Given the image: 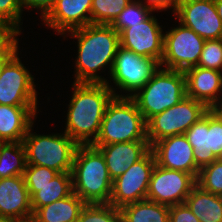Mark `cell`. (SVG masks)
<instances>
[{"mask_svg":"<svg viewBox=\"0 0 222 222\" xmlns=\"http://www.w3.org/2000/svg\"><path fill=\"white\" fill-rule=\"evenodd\" d=\"M59 172L39 165H27L23 172L24 182L30 197L36 192V186H43L53 180Z\"/></svg>","mask_w":222,"mask_h":222,"instance_id":"obj_31","label":"cell"},{"mask_svg":"<svg viewBox=\"0 0 222 222\" xmlns=\"http://www.w3.org/2000/svg\"><path fill=\"white\" fill-rule=\"evenodd\" d=\"M14 222H42L40 219H38L33 213L27 216H24Z\"/></svg>","mask_w":222,"mask_h":222,"instance_id":"obj_39","label":"cell"},{"mask_svg":"<svg viewBox=\"0 0 222 222\" xmlns=\"http://www.w3.org/2000/svg\"><path fill=\"white\" fill-rule=\"evenodd\" d=\"M184 135L193 147L196 165L201 169L211 164L222 150V112L210 109Z\"/></svg>","mask_w":222,"mask_h":222,"instance_id":"obj_11","label":"cell"},{"mask_svg":"<svg viewBox=\"0 0 222 222\" xmlns=\"http://www.w3.org/2000/svg\"><path fill=\"white\" fill-rule=\"evenodd\" d=\"M86 203L72 193L51 204L38 208L33 214L42 222H77Z\"/></svg>","mask_w":222,"mask_h":222,"instance_id":"obj_23","label":"cell"},{"mask_svg":"<svg viewBox=\"0 0 222 222\" xmlns=\"http://www.w3.org/2000/svg\"><path fill=\"white\" fill-rule=\"evenodd\" d=\"M132 0H92L91 24L111 25Z\"/></svg>","mask_w":222,"mask_h":222,"instance_id":"obj_27","label":"cell"},{"mask_svg":"<svg viewBox=\"0 0 222 222\" xmlns=\"http://www.w3.org/2000/svg\"><path fill=\"white\" fill-rule=\"evenodd\" d=\"M77 222H124L119 208L109 203L86 204Z\"/></svg>","mask_w":222,"mask_h":222,"instance_id":"obj_28","label":"cell"},{"mask_svg":"<svg viewBox=\"0 0 222 222\" xmlns=\"http://www.w3.org/2000/svg\"><path fill=\"white\" fill-rule=\"evenodd\" d=\"M185 96L184 72L159 67L131 98L147 122L154 115L178 104Z\"/></svg>","mask_w":222,"mask_h":222,"instance_id":"obj_5","label":"cell"},{"mask_svg":"<svg viewBox=\"0 0 222 222\" xmlns=\"http://www.w3.org/2000/svg\"><path fill=\"white\" fill-rule=\"evenodd\" d=\"M155 164V157L150 149L140 160L113 180L109 204L120 209L127 204L145 200Z\"/></svg>","mask_w":222,"mask_h":222,"instance_id":"obj_12","label":"cell"},{"mask_svg":"<svg viewBox=\"0 0 222 222\" xmlns=\"http://www.w3.org/2000/svg\"><path fill=\"white\" fill-rule=\"evenodd\" d=\"M172 14L205 40L222 38V20L214 0H177Z\"/></svg>","mask_w":222,"mask_h":222,"instance_id":"obj_13","label":"cell"},{"mask_svg":"<svg viewBox=\"0 0 222 222\" xmlns=\"http://www.w3.org/2000/svg\"><path fill=\"white\" fill-rule=\"evenodd\" d=\"M68 36L77 40L74 83H107L108 79L99 74L106 68L109 70L107 76L111 74L120 47L119 33L111 25L89 24L69 31L63 37Z\"/></svg>","mask_w":222,"mask_h":222,"instance_id":"obj_1","label":"cell"},{"mask_svg":"<svg viewBox=\"0 0 222 222\" xmlns=\"http://www.w3.org/2000/svg\"><path fill=\"white\" fill-rule=\"evenodd\" d=\"M21 34L6 22L0 21V55L6 53Z\"/></svg>","mask_w":222,"mask_h":222,"instance_id":"obj_34","label":"cell"},{"mask_svg":"<svg viewBox=\"0 0 222 222\" xmlns=\"http://www.w3.org/2000/svg\"><path fill=\"white\" fill-rule=\"evenodd\" d=\"M159 67L157 60L137 55L120 46L110 77H107L110 80L106 84L115 97H131L151 79Z\"/></svg>","mask_w":222,"mask_h":222,"instance_id":"obj_7","label":"cell"},{"mask_svg":"<svg viewBox=\"0 0 222 222\" xmlns=\"http://www.w3.org/2000/svg\"><path fill=\"white\" fill-rule=\"evenodd\" d=\"M38 107L0 105V140L22 142L37 119Z\"/></svg>","mask_w":222,"mask_h":222,"instance_id":"obj_21","label":"cell"},{"mask_svg":"<svg viewBox=\"0 0 222 222\" xmlns=\"http://www.w3.org/2000/svg\"><path fill=\"white\" fill-rule=\"evenodd\" d=\"M209 110L205 103L185 96L178 104L154 115L146 122L149 145L170 136L184 134Z\"/></svg>","mask_w":222,"mask_h":222,"instance_id":"obj_8","label":"cell"},{"mask_svg":"<svg viewBox=\"0 0 222 222\" xmlns=\"http://www.w3.org/2000/svg\"><path fill=\"white\" fill-rule=\"evenodd\" d=\"M197 185L203 190L222 196V162L217 159L200 169Z\"/></svg>","mask_w":222,"mask_h":222,"instance_id":"obj_30","label":"cell"},{"mask_svg":"<svg viewBox=\"0 0 222 222\" xmlns=\"http://www.w3.org/2000/svg\"><path fill=\"white\" fill-rule=\"evenodd\" d=\"M62 128L78 145H92L100 132L101 122L114 93L106 83H74Z\"/></svg>","mask_w":222,"mask_h":222,"instance_id":"obj_2","label":"cell"},{"mask_svg":"<svg viewBox=\"0 0 222 222\" xmlns=\"http://www.w3.org/2000/svg\"><path fill=\"white\" fill-rule=\"evenodd\" d=\"M92 0H56L41 20L47 28L63 36L69 31L91 24Z\"/></svg>","mask_w":222,"mask_h":222,"instance_id":"obj_17","label":"cell"},{"mask_svg":"<svg viewBox=\"0 0 222 222\" xmlns=\"http://www.w3.org/2000/svg\"><path fill=\"white\" fill-rule=\"evenodd\" d=\"M26 152L22 142H4L0 148V178L23 175Z\"/></svg>","mask_w":222,"mask_h":222,"instance_id":"obj_26","label":"cell"},{"mask_svg":"<svg viewBox=\"0 0 222 222\" xmlns=\"http://www.w3.org/2000/svg\"><path fill=\"white\" fill-rule=\"evenodd\" d=\"M73 193L71 172L59 173L51 182L36 186V192L31 196L33 213L40 207L51 204Z\"/></svg>","mask_w":222,"mask_h":222,"instance_id":"obj_24","label":"cell"},{"mask_svg":"<svg viewBox=\"0 0 222 222\" xmlns=\"http://www.w3.org/2000/svg\"><path fill=\"white\" fill-rule=\"evenodd\" d=\"M71 174L73 193L86 204L109 203L113 180L104 156L96 147H77Z\"/></svg>","mask_w":222,"mask_h":222,"instance_id":"obj_3","label":"cell"},{"mask_svg":"<svg viewBox=\"0 0 222 222\" xmlns=\"http://www.w3.org/2000/svg\"><path fill=\"white\" fill-rule=\"evenodd\" d=\"M176 2L177 0H140V3L153 13L173 10Z\"/></svg>","mask_w":222,"mask_h":222,"instance_id":"obj_37","label":"cell"},{"mask_svg":"<svg viewBox=\"0 0 222 222\" xmlns=\"http://www.w3.org/2000/svg\"><path fill=\"white\" fill-rule=\"evenodd\" d=\"M120 212L124 222H169V206L147 199L122 206Z\"/></svg>","mask_w":222,"mask_h":222,"instance_id":"obj_25","label":"cell"},{"mask_svg":"<svg viewBox=\"0 0 222 222\" xmlns=\"http://www.w3.org/2000/svg\"><path fill=\"white\" fill-rule=\"evenodd\" d=\"M197 66L222 72V38L205 41Z\"/></svg>","mask_w":222,"mask_h":222,"instance_id":"obj_32","label":"cell"},{"mask_svg":"<svg viewBox=\"0 0 222 222\" xmlns=\"http://www.w3.org/2000/svg\"><path fill=\"white\" fill-rule=\"evenodd\" d=\"M19 40L3 55H0V75L4 65L19 51Z\"/></svg>","mask_w":222,"mask_h":222,"instance_id":"obj_38","label":"cell"},{"mask_svg":"<svg viewBox=\"0 0 222 222\" xmlns=\"http://www.w3.org/2000/svg\"><path fill=\"white\" fill-rule=\"evenodd\" d=\"M214 4L216 6V10H217L218 16L222 20V0H214Z\"/></svg>","mask_w":222,"mask_h":222,"instance_id":"obj_40","label":"cell"},{"mask_svg":"<svg viewBox=\"0 0 222 222\" xmlns=\"http://www.w3.org/2000/svg\"><path fill=\"white\" fill-rule=\"evenodd\" d=\"M92 146L96 147L104 156L112 180L122 175L151 149L148 140Z\"/></svg>","mask_w":222,"mask_h":222,"instance_id":"obj_20","label":"cell"},{"mask_svg":"<svg viewBox=\"0 0 222 222\" xmlns=\"http://www.w3.org/2000/svg\"><path fill=\"white\" fill-rule=\"evenodd\" d=\"M185 203L200 222H222V196L207 192L196 184Z\"/></svg>","mask_w":222,"mask_h":222,"instance_id":"obj_22","label":"cell"},{"mask_svg":"<svg viewBox=\"0 0 222 222\" xmlns=\"http://www.w3.org/2000/svg\"><path fill=\"white\" fill-rule=\"evenodd\" d=\"M169 222H200L186 203L169 206Z\"/></svg>","mask_w":222,"mask_h":222,"instance_id":"obj_35","label":"cell"},{"mask_svg":"<svg viewBox=\"0 0 222 222\" xmlns=\"http://www.w3.org/2000/svg\"><path fill=\"white\" fill-rule=\"evenodd\" d=\"M33 123L22 143L27 165L45 166L59 173L71 172L75 152L79 146L66 133L37 134Z\"/></svg>","mask_w":222,"mask_h":222,"instance_id":"obj_6","label":"cell"},{"mask_svg":"<svg viewBox=\"0 0 222 222\" xmlns=\"http://www.w3.org/2000/svg\"><path fill=\"white\" fill-rule=\"evenodd\" d=\"M156 165L191 174L196 180L200 168L194 160L193 147L184 134L161 139L151 145Z\"/></svg>","mask_w":222,"mask_h":222,"instance_id":"obj_16","label":"cell"},{"mask_svg":"<svg viewBox=\"0 0 222 222\" xmlns=\"http://www.w3.org/2000/svg\"><path fill=\"white\" fill-rule=\"evenodd\" d=\"M23 10L21 0H0V21L6 22L22 34ZM22 23V24H21Z\"/></svg>","mask_w":222,"mask_h":222,"instance_id":"obj_33","label":"cell"},{"mask_svg":"<svg viewBox=\"0 0 222 222\" xmlns=\"http://www.w3.org/2000/svg\"><path fill=\"white\" fill-rule=\"evenodd\" d=\"M178 24L164 33L160 67L185 72L198 65L206 40L180 22Z\"/></svg>","mask_w":222,"mask_h":222,"instance_id":"obj_9","label":"cell"},{"mask_svg":"<svg viewBox=\"0 0 222 222\" xmlns=\"http://www.w3.org/2000/svg\"><path fill=\"white\" fill-rule=\"evenodd\" d=\"M56 3V0H21L22 4V10L25 11L24 9L26 8L27 11L28 9L30 10H36L41 14L40 18L41 20L51 11V9L54 7ZM34 8V9H33Z\"/></svg>","mask_w":222,"mask_h":222,"instance_id":"obj_36","label":"cell"},{"mask_svg":"<svg viewBox=\"0 0 222 222\" xmlns=\"http://www.w3.org/2000/svg\"><path fill=\"white\" fill-rule=\"evenodd\" d=\"M34 75L24 66L19 51L4 65L0 75V105L39 106Z\"/></svg>","mask_w":222,"mask_h":222,"instance_id":"obj_10","label":"cell"},{"mask_svg":"<svg viewBox=\"0 0 222 222\" xmlns=\"http://www.w3.org/2000/svg\"><path fill=\"white\" fill-rule=\"evenodd\" d=\"M196 184L197 180L189 173L166 169L155 164L146 199L167 206L185 203Z\"/></svg>","mask_w":222,"mask_h":222,"instance_id":"obj_14","label":"cell"},{"mask_svg":"<svg viewBox=\"0 0 222 222\" xmlns=\"http://www.w3.org/2000/svg\"><path fill=\"white\" fill-rule=\"evenodd\" d=\"M218 161H221L222 162V150L221 152L219 153V155L217 156L216 158Z\"/></svg>","mask_w":222,"mask_h":222,"instance_id":"obj_41","label":"cell"},{"mask_svg":"<svg viewBox=\"0 0 222 222\" xmlns=\"http://www.w3.org/2000/svg\"><path fill=\"white\" fill-rule=\"evenodd\" d=\"M152 13L142 23L125 28L120 35V46L137 55L152 58L159 63L163 56L164 31Z\"/></svg>","mask_w":222,"mask_h":222,"instance_id":"obj_15","label":"cell"},{"mask_svg":"<svg viewBox=\"0 0 222 222\" xmlns=\"http://www.w3.org/2000/svg\"><path fill=\"white\" fill-rule=\"evenodd\" d=\"M186 96L210 109L222 106V72L195 66L184 72Z\"/></svg>","mask_w":222,"mask_h":222,"instance_id":"obj_18","label":"cell"},{"mask_svg":"<svg viewBox=\"0 0 222 222\" xmlns=\"http://www.w3.org/2000/svg\"><path fill=\"white\" fill-rule=\"evenodd\" d=\"M3 143H4V142L0 140V148H1V145H2Z\"/></svg>","mask_w":222,"mask_h":222,"instance_id":"obj_42","label":"cell"},{"mask_svg":"<svg viewBox=\"0 0 222 222\" xmlns=\"http://www.w3.org/2000/svg\"><path fill=\"white\" fill-rule=\"evenodd\" d=\"M147 140V124L131 97H113L108 103L101 128L92 145Z\"/></svg>","mask_w":222,"mask_h":222,"instance_id":"obj_4","label":"cell"},{"mask_svg":"<svg viewBox=\"0 0 222 222\" xmlns=\"http://www.w3.org/2000/svg\"><path fill=\"white\" fill-rule=\"evenodd\" d=\"M32 213L23 175L0 178V220L14 222Z\"/></svg>","mask_w":222,"mask_h":222,"instance_id":"obj_19","label":"cell"},{"mask_svg":"<svg viewBox=\"0 0 222 222\" xmlns=\"http://www.w3.org/2000/svg\"><path fill=\"white\" fill-rule=\"evenodd\" d=\"M152 12L145 8L140 0H132L114 20L111 26L120 34L131 25L142 23Z\"/></svg>","mask_w":222,"mask_h":222,"instance_id":"obj_29","label":"cell"}]
</instances>
